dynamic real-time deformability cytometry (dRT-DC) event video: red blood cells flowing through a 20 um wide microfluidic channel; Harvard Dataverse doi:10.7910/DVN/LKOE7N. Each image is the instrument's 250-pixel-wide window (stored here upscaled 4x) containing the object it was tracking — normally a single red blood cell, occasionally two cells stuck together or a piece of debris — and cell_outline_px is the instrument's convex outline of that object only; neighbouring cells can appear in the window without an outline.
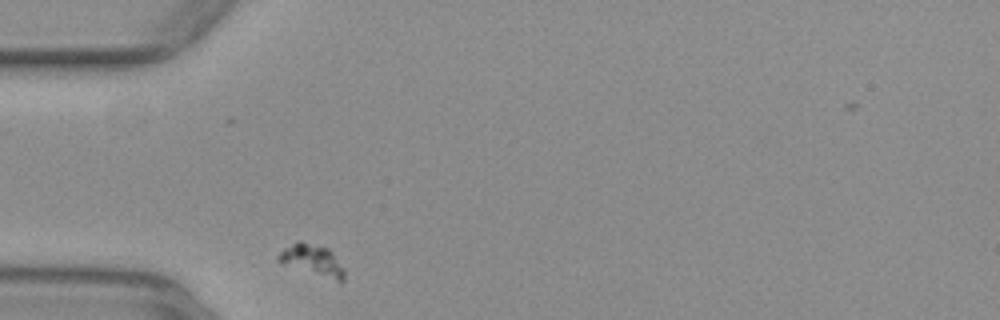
{"species": "common noctule bat (a hibernating species)", "species_latin": "Nyctalus noctula", "temperature_condition": "warm", "stored_images_in_passage": 31, "camera_frame_rate_fps": 3000, "um_per_image_px": 0.085, "animal": {"sex": "female", "body_mass_g": 29.2, "forearm_length_mm": 56.3}, "frame": {"image": 1, "passage_image": 1, "time_ms": 0.0, "image_size_px": [1000, 320], "cell_outline_px": [[344, 284], [340, 284], [280, 264], [276, 260], [276, 256], [284, 248], [296, 240], [300, 240], [328, 248], [332, 252], [344, 268]], "centroid_in_image_um": [26.55, 22.17], "position_along_channel_um": 58.5, "area_um2": 12.77}}
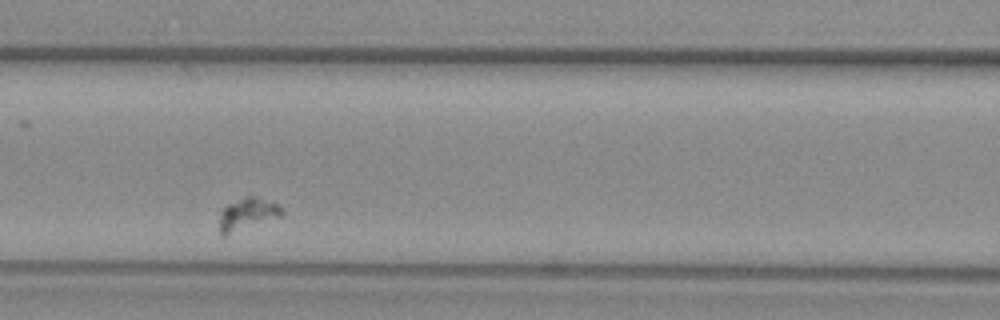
{"frame": {"image": 2, "passage_image": 9, "time_ms": 2.667, "image_size_px": [1000, 320], "cell_outline_px": [[284, 212], [280, 216], [224, 236], [220, 236], [220, 212], [228, 204], [244, 196], [256, 196], [276, 204], [284, 208]], "centroid_in_image_um": [21.01, 18.19], "position_along_channel_um": 145.6, "area_um2": 11.5}}
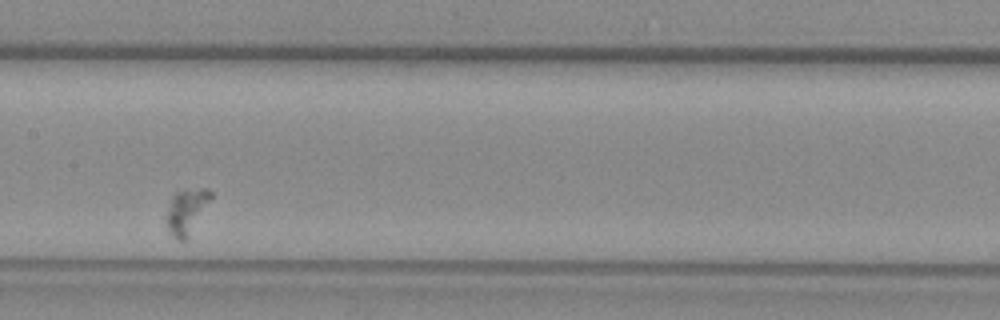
{"frame": {"image": 3, "passage_image": 13, "time_ms": 4.0, "image_size_px": [1000, 320], "cell_outline_px": [[212, 196], [188, 240], [176, 240], [172, 236], [164, 220], [172, 196], [176, 192], [200, 188], [208, 188], [212, 192]], "centroid_in_image_um": [15.84, 18.0], "position_along_channel_um": 191.6, "area_um2": 11.73}}